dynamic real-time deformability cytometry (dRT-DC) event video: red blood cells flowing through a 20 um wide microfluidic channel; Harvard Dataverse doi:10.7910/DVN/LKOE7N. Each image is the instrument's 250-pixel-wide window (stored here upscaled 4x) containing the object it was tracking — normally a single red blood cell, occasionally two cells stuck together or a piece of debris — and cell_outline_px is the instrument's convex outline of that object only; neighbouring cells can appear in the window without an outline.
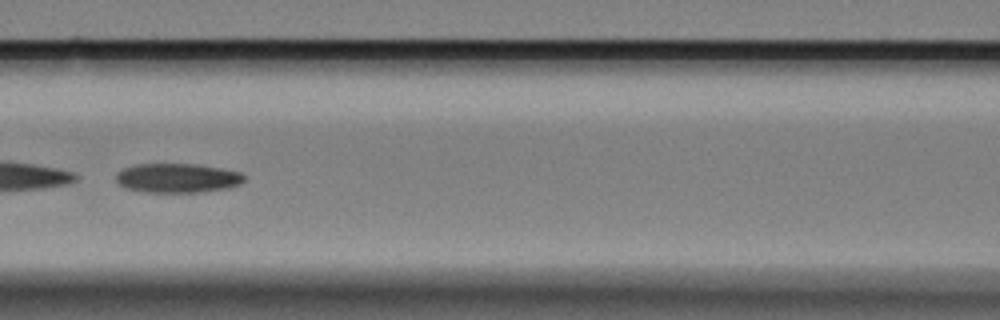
{"species": "Egyptian fruit bat (a non-hibernating species)", "species_latin": "Rousettus aegyptiacus", "temperature_condition": "cold", "stored_images_in_passage": 20, "camera_frame_rate_fps": 3000, "um_per_image_px": 0.085, "animal": {"sex": "female"}, "frame": {"image": 1, "passage_image": 11, "time_ms": 3.333, "image_size_px": [1000, 320], "cell_outline_px": [[244, 180], [240, 184], [228, 188], [200, 192], [140, 192], [124, 188], [116, 180], [116, 172], [124, 168], [136, 164], [192, 164], [220, 168], [240, 172], [244, 176]], "centroid_in_image_um": [15.04, 15.14], "position_along_channel_um": 151.6, "area_um2": 21.91}}